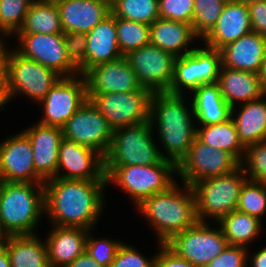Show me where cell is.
Masks as SVG:
<instances>
[{
  "label": "cell",
  "mask_w": 266,
  "mask_h": 267,
  "mask_svg": "<svg viewBox=\"0 0 266 267\" xmlns=\"http://www.w3.org/2000/svg\"><path fill=\"white\" fill-rule=\"evenodd\" d=\"M66 53L70 62L79 70V75L86 73V33H64Z\"/></svg>",
  "instance_id": "39"
},
{
  "label": "cell",
  "mask_w": 266,
  "mask_h": 267,
  "mask_svg": "<svg viewBox=\"0 0 266 267\" xmlns=\"http://www.w3.org/2000/svg\"><path fill=\"white\" fill-rule=\"evenodd\" d=\"M259 76H260L261 89L264 93V96H266V58H265L264 62L262 63V68H261V71L259 73Z\"/></svg>",
  "instance_id": "52"
},
{
  "label": "cell",
  "mask_w": 266,
  "mask_h": 267,
  "mask_svg": "<svg viewBox=\"0 0 266 267\" xmlns=\"http://www.w3.org/2000/svg\"><path fill=\"white\" fill-rule=\"evenodd\" d=\"M16 34V37L19 36L20 40V49L16 51L22 56L56 71L62 77H74L76 72L79 75V70L68 59L64 43V33Z\"/></svg>",
  "instance_id": "16"
},
{
  "label": "cell",
  "mask_w": 266,
  "mask_h": 267,
  "mask_svg": "<svg viewBox=\"0 0 266 267\" xmlns=\"http://www.w3.org/2000/svg\"><path fill=\"white\" fill-rule=\"evenodd\" d=\"M155 258L146 259L133 246L122 244L109 267H154Z\"/></svg>",
  "instance_id": "43"
},
{
  "label": "cell",
  "mask_w": 266,
  "mask_h": 267,
  "mask_svg": "<svg viewBox=\"0 0 266 267\" xmlns=\"http://www.w3.org/2000/svg\"><path fill=\"white\" fill-rule=\"evenodd\" d=\"M208 225L198 221L165 244L195 267H205L229 245L221 228L210 229Z\"/></svg>",
  "instance_id": "10"
},
{
  "label": "cell",
  "mask_w": 266,
  "mask_h": 267,
  "mask_svg": "<svg viewBox=\"0 0 266 267\" xmlns=\"http://www.w3.org/2000/svg\"><path fill=\"white\" fill-rule=\"evenodd\" d=\"M196 137L210 147L229 152L240 163L244 162L242 157L245 146L237 136L236 126L232 117L225 122L204 125L201 129L197 128Z\"/></svg>",
  "instance_id": "30"
},
{
  "label": "cell",
  "mask_w": 266,
  "mask_h": 267,
  "mask_svg": "<svg viewBox=\"0 0 266 267\" xmlns=\"http://www.w3.org/2000/svg\"><path fill=\"white\" fill-rule=\"evenodd\" d=\"M111 14L151 25L159 18V0H113Z\"/></svg>",
  "instance_id": "33"
},
{
  "label": "cell",
  "mask_w": 266,
  "mask_h": 267,
  "mask_svg": "<svg viewBox=\"0 0 266 267\" xmlns=\"http://www.w3.org/2000/svg\"><path fill=\"white\" fill-rule=\"evenodd\" d=\"M251 31L248 5L239 0H228L216 25L203 39L206 46L220 50Z\"/></svg>",
  "instance_id": "21"
},
{
  "label": "cell",
  "mask_w": 266,
  "mask_h": 267,
  "mask_svg": "<svg viewBox=\"0 0 266 267\" xmlns=\"http://www.w3.org/2000/svg\"><path fill=\"white\" fill-rule=\"evenodd\" d=\"M0 181L45 182L35 171L32 146L23 132L0 143Z\"/></svg>",
  "instance_id": "17"
},
{
  "label": "cell",
  "mask_w": 266,
  "mask_h": 267,
  "mask_svg": "<svg viewBox=\"0 0 266 267\" xmlns=\"http://www.w3.org/2000/svg\"><path fill=\"white\" fill-rule=\"evenodd\" d=\"M87 99L84 75L79 79L78 76L62 77L40 102L44 115L39 124L62 128Z\"/></svg>",
  "instance_id": "14"
},
{
  "label": "cell",
  "mask_w": 266,
  "mask_h": 267,
  "mask_svg": "<svg viewBox=\"0 0 266 267\" xmlns=\"http://www.w3.org/2000/svg\"><path fill=\"white\" fill-rule=\"evenodd\" d=\"M29 139L36 173L44 180L57 177L59 148L63 137L58 127L37 124L23 132Z\"/></svg>",
  "instance_id": "20"
},
{
  "label": "cell",
  "mask_w": 266,
  "mask_h": 267,
  "mask_svg": "<svg viewBox=\"0 0 266 267\" xmlns=\"http://www.w3.org/2000/svg\"><path fill=\"white\" fill-rule=\"evenodd\" d=\"M61 129L64 138L86 146L103 157L109 150L113 130L103 114L89 99Z\"/></svg>",
  "instance_id": "13"
},
{
  "label": "cell",
  "mask_w": 266,
  "mask_h": 267,
  "mask_svg": "<svg viewBox=\"0 0 266 267\" xmlns=\"http://www.w3.org/2000/svg\"><path fill=\"white\" fill-rule=\"evenodd\" d=\"M176 167L183 183L192 186L198 181L234 172L240 162L229 152L210 147L196 137Z\"/></svg>",
  "instance_id": "12"
},
{
  "label": "cell",
  "mask_w": 266,
  "mask_h": 267,
  "mask_svg": "<svg viewBox=\"0 0 266 267\" xmlns=\"http://www.w3.org/2000/svg\"><path fill=\"white\" fill-rule=\"evenodd\" d=\"M262 98L242 104L236 118L231 115L245 147L266 140V101Z\"/></svg>",
  "instance_id": "29"
},
{
  "label": "cell",
  "mask_w": 266,
  "mask_h": 267,
  "mask_svg": "<svg viewBox=\"0 0 266 267\" xmlns=\"http://www.w3.org/2000/svg\"><path fill=\"white\" fill-rule=\"evenodd\" d=\"M220 53L222 66L259 74L266 58V38L251 31L222 47Z\"/></svg>",
  "instance_id": "23"
},
{
  "label": "cell",
  "mask_w": 266,
  "mask_h": 267,
  "mask_svg": "<svg viewBox=\"0 0 266 267\" xmlns=\"http://www.w3.org/2000/svg\"><path fill=\"white\" fill-rule=\"evenodd\" d=\"M194 37L197 36L189 23L159 17L150 25V43L175 57H181L193 50L186 48Z\"/></svg>",
  "instance_id": "27"
},
{
  "label": "cell",
  "mask_w": 266,
  "mask_h": 267,
  "mask_svg": "<svg viewBox=\"0 0 266 267\" xmlns=\"http://www.w3.org/2000/svg\"><path fill=\"white\" fill-rule=\"evenodd\" d=\"M222 66L220 50L206 46L193 50L174 61L173 79L167 91L181 94L182 87L194 91L202 84L217 82Z\"/></svg>",
  "instance_id": "11"
},
{
  "label": "cell",
  "mask_w": 266,
  "mask_h": 267,
  "mask_svg": "<svg viewBox=\"0 0 266 267\" xmlns=\"http://www.w3.org/2000/svg\"><path fill=\"white\" fill-rule=\"evenodd\" d=\"M89 233L86 240V251L99 265L109 267L123 243L107 239L95 240Z\"/></svg>",
  "instance_id": "41"
},
{
  "label": "cell",
  "mask_w": 266,
  "mask_h": 267,
  "mask_svg": "<svg viewBox=\"0 0 266 267\" xmlns=\"http://www.w3.org/2000/svg\"><path fill=\"white\" fill-rule=\"evenodd\" d=\"M3 239H4V237H3V235L0 232V243H2Z\"/></svg>",
  "instance_id": "56"
},
{
  "label": "cell",
  "mask_w": 266,
  "mask_h": 267,
  "mask_svg": "<svg viewBox=\"0 0 266 267\" xmlns=\"http://www.w3.org/2000/svg\"><path fill=\"white\" fill-rule=\"evenodd\" d=\"M247 253L244 246L228 245L205 267H245L248 259Z\"/></svg>",
  "instance_id": "44"
},
{
  "label": "cell",
  "mask_w": 266,
  "mask_h": 267,
  "mask_svg": "<svg viewBox=\"0 0 266 267\" xmlns=\"http://www.w3.org/2000/svg\"><path fill=\"white\" fill-rule=\"evenodd\" d=\"M228 0H194L192 30L204 38L216 25L223 7Z\"/></svg>",
  "instance_id": "35"
},
{
  "label": "cell",
  "mask_w": 266,
  "mask_h": 267,
  "mask_svg": "<svg viewBox=\"0 0 266 267\" xmlns=\"http://www.w3.org/2000/svg\"><path fill=\"white\" fill-rule=\"evenodd\" d=\"M6 62H0V107L10 100Z\"/></svg>",
  "instance_id": "48"
},
{
  "label": "cell",
  "mask_w": 266,
  "mask_h": 267,
  "mask_svg": "<svg viewBox=\"0 0 266 267\" xmlns=\"http://www.w3.org/2000/svg\"><path fill=\"white\" fill-rule=\"evenodd\" d=\"M177 172L176 165L164 159L159 164L146 166H105L106 181H113L140 205L156 193L166 191L175 183L171 177ZM173 173V174H172Z\"/></svg>",
  "instance_id": "6"
},
{
  "label": "cell",
  "mask_w": 266,
  "mask_h": 267,
  "mask_svg": "<svg viewBox=\"0 0 266 267\" xmlns=\"http://www.w3.org/2000/svg\"><path fill=\"white\" fill-rule=\"evenodd\" d=\"M8 51L5 49V46H3V41H0V62L6 61Z\"/></svg>",
  "instance_id": "53"
},
{
  "label": "cell",
  "mask_w": 266,
  "mask_h": 267,
  "mask_svg": "<svg viewBox=\"0 0 266 267\" xmlns=\"http://www.w3.org/2000/svg\"><path fill=\"white\" fill-rule=\"evenodd\" d=\"M44 211V183L0 181V232L3 237L35 235L33 230Z\"/></svg>",
  "instance_id": "4"
},
{
  "label": "cell",
  "mask_w": 266,
  "mask_h": 267,
  "mask_svg": "<svg viewBox=\"0 0 266 267\" xmlns=\"http://www.w3.org/2000/svg\"><path fill=\"white\" fill-rule=\"evenodd\" d=\"M118 48L122 56L150 43V25L116 17Z\"/></svg>",
  "instance_id": "34"
},
{
  "label": "cell",
  "mask_w": 266,
  "mask_h": 267,
  "mask_svg": "<svg viewBox=\"0 0 266 267\" xmlns=\"http://www.w3.org/2000/svg\"><path fill=\"white\" fill-rule=\"evenodd\" d=\"M153 91L146 87L125 93L92 95L89 100L106 118L112 130L150 121Z\"/></svg>",
  "instance_id": "8"
},
{
  "label": "cell",
  "mask_w": 266,
  "mask_h": 267,
  "mask_svg": "<svg viewBox=\"0 0 266 267\" xmlns=\"http://www.w3.org/2000/svg\"><path fill=\"white\" fill-rule=\"evenodd\" d=\"M159 17L192 25L194 0H159Z\"/></svg>",
  "instance_id": "40"
},
{
  "label": "cell",
  "mask_w": 266,
  "mask_h": 267,
  "mask_svg": "<svg viewBox=\"0 0 266 267\" xmlns=\"http://www.w3.org/2000/svg\"><path fill=\"white\" fill-rule=\"evenodd\" d=\"M183 184V192L174 183L166 191L156 193L138 205L141 213L155 228L160 245L199 221L193 189Z\"/></svg>",
  "instance_id": "3"
},
{
  "label": "cell",
  "mask_w": 266,
  "mask_h": 267,
  "mask_svg": "<svg viewBox=\"0 0 266 267\" xmlns=\"http://www.w3.org/2000/svg\"><path fill=\"white\" fill-rule=\"evenodd\" d=\"M239 1L248 4V3L259 2V1H266V0H239Z\"/></svg>",
  "instance_id": "54"
},
{
  "label": "cell",
  "mask_w": 266,
  "mask_h": 267,
  "mask_svg": "<svg viewBox=\"0 0 266 267\" xmlns=\"http://www.w3.org/2000/svg\"><path fill=\"white\" fill-rule=\"evenodd\" d=\"M242 160L249 166L248 170L240 163L243 172L249 173V179L266 184V140L246 146Z\"/></svg>",
  "instance_id": "38"
},
{
  "label": "cell",
  "mask_w": 266,
  "mask_h": 267,
  "mask_svg": "<svg viewBox=\"0 0 266 267\" xmlns=\"http://www.w3.org/2000/svg\"><path fill=\"white\" fill-rule=\"evenodd\" d=\"M236 209L261 220L266 211V184L248 179L243 184Z\"/></svg>",
  "instance_id": "36"
},
{
  "label": "cell",
  "mask_w": 266,
  "mask_h": 267,
  "mask_svg": "<svg viewBox=\"0 0 266 267\" xmlns=\"http://www.w3.org/2000/svg\"><path fill=\"white\" fill-rule=\"evenodd\" d=\"M33 0H0V31L5 36L22 27Z\"/></svg>",
  "instance_id": "37"
},
{
  "label": "cell",
  "mask_w": 266,
  "mask_h": 267,
  "mask_svg": "<svg viewBox=\"0 0 266 267\" xmlns=\"http://www.w3.org/2000/svg\"><path fill=\"white\" fill-rule=\"evenodd\" d=\"M17 33H63L59 8L55 2L33 0Z\"/></svg>",
  "instance_id": "31"
},
{
  "label": "cell",
  "mask_w": 266,
  "mask_h": 267,
  "mask_svg": "<svg viewBox=\"0 0 266 267\" xmlns=\"http://www.w3.org/2000/svg\"><path fill=\"white\" fill-rule=\"evenodd\" d=\"M153 125L148 121L113 130L104 166H146L167 159L154 144Z\"/></svg>",
  "instance_id": "5"
},
{
  "label": "cell",
  "mask_w": 266,
  "mask_h": 267,
  "mask_svg": "<svg viewBox=\"0 0 266 267\" xmlns=\"http://www.w3.org/2000/svg\"><path fill=\"white\" fill-rule=\"evenodd\" d=\"M247 5L252 31L266 38V1L248 3Z\"/></svg>",
  "instance_id": "46"
},
{
  "label": "cell",
  "mask_w": 266,
  "mask_h": 267,
  "mask_svg": "<svg viewBox=\"0 0 266 267\" xmlns=\"http://www.w3.org/2000/svg\"><path fill=\"white\" fill-rule=\"evenodd\" d=\"M63 33L90 32L111 14V4L105 0H59Z\"/></svg>",
  "instance_id": "22"
},
{
  "label": "cell",
  "mask_w": 266,
  "mask_h": 267,
  "mask_svg": "<svg viewBox=\"0 0 266 267\" xmlns=\"http://www.w3.org/2000/svg\"><path fill=\"white\" fill-rule=\"evenodd\" d=\"M106 183L59 177L48 179L44 182V212L48 213L53 226L93 229L102 212V190Z\"/></svg>",
  "instance_id": "1"
},
{
  "label": "cell",
  "mask_w": 266,
  "mask_h": 267,
  "mask_svg": "<svg viewBox=\"0 0 266 267\" xmlns=\"http://www.w3.org/2000/svg\"><path fill=\"white\" fill-rule=\"evenodd\" d=\"M0 267H11L5 246L0 243Z\"/></svg>",
  "instance_id": "51"
},
{
  "label": "cell",
  "mask_w": 266,
  "mask_h": 267,
  "mask_svg": "<svg viewBox=\"0 0 266 267\" xmlns=\"http://www.w3.org/2000/svg\"><path fill=\"white\" fill-rule=\"evenodd\" d=\"M217 83L221 96L232 107V114L235 111L236 101H242L244 104L264 96L260 86V76L253 72L221 66Z\"/></svg>",
  "instance_id": "26"
},
{
  "label": "cell",
  "mask_w": 266,
  "mask_h": 267,
  "mask_svg": "<svg viewBox=\"0 0 266 267\" xmlns=\"http://www.w3.org/2000/svg\"><path fill=\"white\" fill-rule=\"evenodd\" d=\"M3 240L11 267H50L46 243L36 235L6 236Z\"/></svg>",
  "instance_id": "28"
},
{
  "label": "cell",
  "mask_w": 266,
  "mask_h": 267,
  "mask_svg": "<svg viewBox=\"0 0 266 267\" xmlns=\"http://www.w3.org/2000/svg\"><path fill=\"white\" fill-rule=\"evenodd\" d=\"M105 1H107L108 3H110V4H111L113 0H105Z\"/></svg>",
  "instance_id": "57"
},
{
  "label": "cell",
  "mask_w": 266,
  "mask_h": 267,
  "mask_svg": "<svg viewBox=\"0 0 266 267\" xmlns=\"http://www.w3.org/2000/svg\"><path fill=\"white\" fill-rule=\"evenodd\" d=\"M10 97L23 93L41 102L50 89L62 78L56 71L26 58L17 51L6 56Z\"/></svg>",
  "instance_id": "9"
},
{
  "label": "cell",
  "mask_w": 266,
  "mask_h": 267,
  "mask_svg": "<svg viewBox=\"0 0 266 267\" xmlns=\"http://www.w3.org/2000/svg\"><path fill=\"white\" fill-rule=\"evenodd\" d=\"M162 249L155 257L154 267H195L186 259L178 256L166 244H161Z\"/></svg>",
  "instance_id": "47"
},
{
  "label": "cell",
  "mask_w": 266,
  "mask_h": 267,
  "mask_svg": "<svg viewBox=\"0 0 266 267\" xmlns=\"http://www.w3.org/2000/svg\"><path fill=\"white\" fill-rule=\"evenodd\" d=\"M241 166L226 175L211 177L194 183L191 187L196 198L199 221L206 217L219 221L236 210L243 184L248 180Z\"/></svg>",
  "instance_id": "7"
},
{
  "label": "cell",
  "mask_w": 266,
  "mask_h": 267,
  "mask_svg": "<svg viewBox=\"0 0 266 267\" xmlns=\"http://www.w3.org/2000/svg\"><path fill=\"white\" fill-rule=\"evenodd\" d=\"M194 118L203 126L225 122L232 115V107L226 103L223 107L193 109Z\"/></svg>",
  "instance_id": "45"
},
{
  "label": "cell",
  "mask_w": 266,
  "mask_h": 267,
  "mask_svg": "<svg viewBox=\"0 0 266 267\" xmlns=\"http://www.w3.org/2000/svg\"><path fill=\"white\" fill-rule=\"evenodd\" d=\"M37 1H42V2H58L59 0H37Z\"/></svg>",
  "instance_id": "55"
},
{
  "label": "cell",
  "mask_w": 266,
  "mask_h": 267,
  "mask_svg": "<svg viewBox=\"0 0 266 267\" xmlns=\"http://www.w3.org/2000/svg\"><path fill=\"white\" fill-rule=\"evenodd\" d=\"M124 57L143 87L153 92H164L170 89L176 59L173 54L149 43Z\"/></svg>",
  "instance_id": "15"
},
{
  "label": "cell",
  "mask_w": 266,
  "mask_h": 267,
  "mask_svg": "<svg viewBox=\"0 0 266 267\" xmlns=\"http://www.w3.org/2000/svg\"><path fill=\"white\" fill-rule=\"evenodd\" d=\"M66 267H103L99 265L97 261L92 258L85 250L79 257L68 264Z\"/></svg>",
  "instance_id": "49"
},
{
  "label": "cell",
  "mask_w": 266,
  "mask_h": 267,
  "mask_svg": "<svg viewBox=\"0 0 266 267\" xmlns=\"http://www.w3.org/2000/svg\"><path fill=\"white\" fill-rule=\"evenodd\" d=\"M84 76L88 99L92 95L125 93L143 87L124 56L112 62L96 65L90 68Z\"/></svg>",
  "instance_id": "19"
},
{
  "label": "cell",
  "mask_w": 266,
  "mask_h": 267,
  "mask_svg": "<svg viewBox=\"0 0 266 267\" xmlns=\"http://www.w3.org/2000/svg\"><path fill=\"white\" fill-rule=\"evenodd\" d=\"M193 109H206L211 107H223L227 102L221 96L217 82L202 84L193 92Z\"/></svg>",
  "instance_id": "42"
},
{
  "label": "cell",
  "mask_w": 266,
  "mask_h": 267,
  "mask_svg": "<svg viewBox=\"0 0 266 267\" xmlns=\"http://www.w3.org/2000/svg\"><path fill=\"white\" fill-rule=\"evenodd\" d=\"M46 239L50 267H66L86 250L88 229L54 226Z\"/></svg>",
  "instance_id": "24"
},
{
  "label": "cell",
  "mask_w": 266,
  "mask_h": 267,
  "mask_svg": "<svg viewBox=\"0 0 266 267\" xmlns=\"http://www.w3.org/2000/svg\"><path fill=\"white\" fill-rule=\"evenodd\" d=\"M220 228L229 245L247 246L261 228V220L237 209L222 217Z\"/></svg>",
  "instance_id": "32"
},
{
  "label": "cell",
  "mask_w": 266,
  "mask_h": 267,
  "mask_svg": "<svg viewBox=\"0 0 266 267\" xmlns=\"http://www.w3.org/2000/svg\"><path fill=\"white\" fill-rule=\"evenodd\" d=\"M86 72L99 64L122 58L118 48L116 17L110 14L86 33Z\"/></svg>",
  "instance_id": "25"
},
{
  "label": "cell",
  "mask_w": 266,
  "mask_h": 267,
  "mask_svg": "<svg viewBox=\"0 0 266 267\" xmlns=\"http://www.w3.org/2000/svg\"><path fill=\"white\" fill-rule=\"evenodd\" d=\"M191 108L189 111L184 105L183 94H172L167 91L153 92L150 103V123L153 124L154 119L158 120L156 122L159 138L169 155L167 160L176 166L186 156L196 138L197 128L191 122V118H194L193 107Z\"/></svg>",
  "instance_id": "2"
},
{
  "label": "cell",
  "mask_w": 266,
  "mask_h": 267,
  "mask_svg": "<svg viewBox=\"0 0 266 267\" xmlns=\"http://www.w3.org/2000/svg\"><path fill=\"white\" fill-rule=\"evenodd\" d=\"M62 168L68 172L59 175ZM57 177L66 180L106 181L104 157L86 146L63 138L59 148Z\"/></svg>",
  "instance_id": "18"
},
{
  "label": "cell",
  "mask_w": 266,
  "mask_h": 267,
  "mask_svg": "<svg viewBox=\"0 0 266 267\" xmlns=\"http://www.w3.org/2000/svg\"><path fill=\"white\" fill-rule=\"evenodd\" d=\"M253 267H266V247L251 257Z\"/></svg>",
  "instance_id": "50"
}]
</instances>
